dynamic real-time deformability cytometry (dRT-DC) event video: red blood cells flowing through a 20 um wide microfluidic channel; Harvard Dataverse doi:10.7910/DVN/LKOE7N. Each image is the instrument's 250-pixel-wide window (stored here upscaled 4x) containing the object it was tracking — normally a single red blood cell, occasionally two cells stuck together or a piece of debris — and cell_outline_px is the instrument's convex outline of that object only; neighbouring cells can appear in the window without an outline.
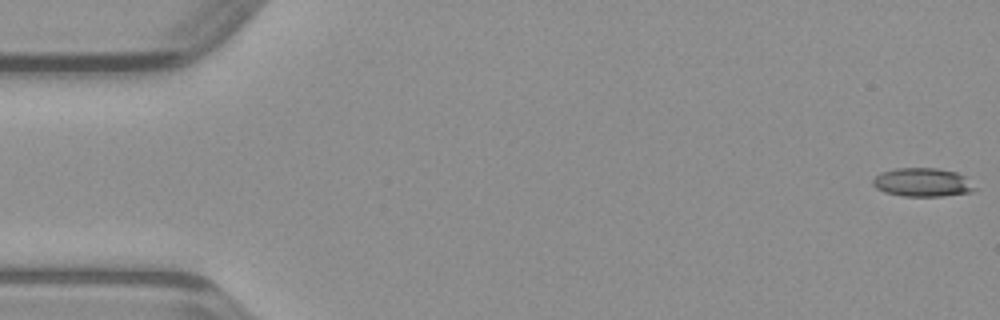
{"species": "common noctule bat (a hibernating species)", "species_latin": "Nyctalus noctula", "temperature_condition": "warm", "stored_images_in_passage": 13, "segment_of_instrument_passage": [1, 2], "camera_frame_rate_fps": 3000, "um_per_image_px": 0.085, "animal": {"sex": "male", "body_mass_g": 23.1, "forearm_length_mm": 52.7}, "frame": {"image": 1, "passage_image": 1, "time_ms": 0.0, "image_size_px": [1000, 320], "cell_outline_px": [[976, 188], [968, 192], [940, 196], [904, 196], [884, 192], [876, 188], [872, 184], [872, 180], [880, 172], [896, 168], [936, 168], [956, 172], [964, 176]], "centroid_in_image_um": [78.35, 15.49], "position_along_channel_um": 6.6, "area_um2": 16.82}}
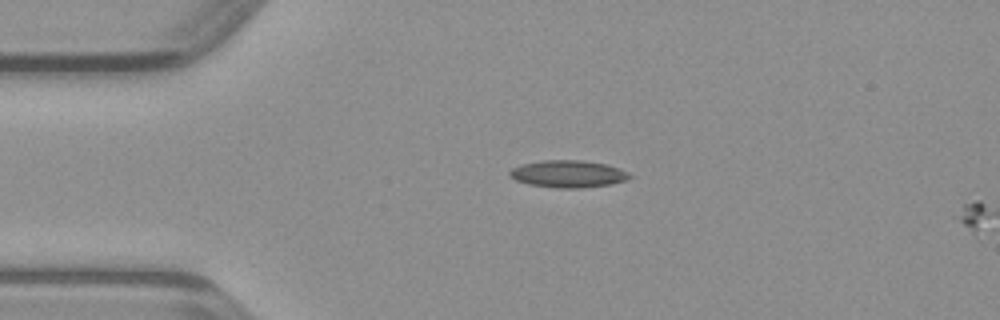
{"frame": {"image": 2, "passage_image": 11, "time_ms": 3.333, "image_size_px": [1000, 320], "cell_outline_px": [[632, 176], [628, 180], [608, 184], [580, 188], [556, 188], [528, 184], [516, 180], [508, 176], [508, 172], [512, 168], [524, 164], [544, 160], [584, 160], [604, 164], [620, 168], [628, 172]], "centroid_in_image_um": [48.29, 14.78], "position_along_channel_um": 36.7, "area_um2": 18.96}}